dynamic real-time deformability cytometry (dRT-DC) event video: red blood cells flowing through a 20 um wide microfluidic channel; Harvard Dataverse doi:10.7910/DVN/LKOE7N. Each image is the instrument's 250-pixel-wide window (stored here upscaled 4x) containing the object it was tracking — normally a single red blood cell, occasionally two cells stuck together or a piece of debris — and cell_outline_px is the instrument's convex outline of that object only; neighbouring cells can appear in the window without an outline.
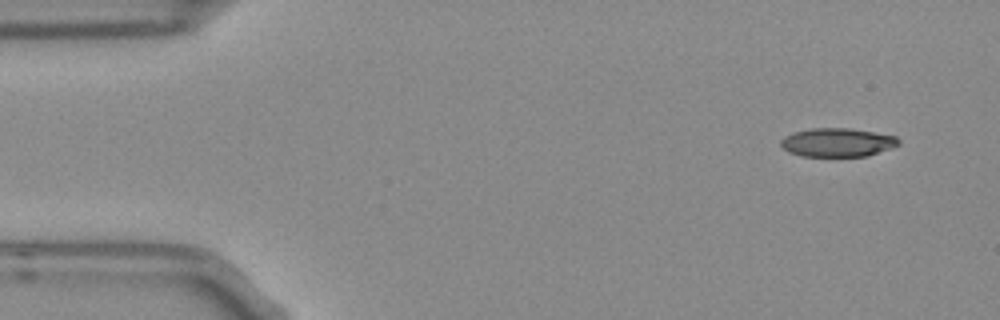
{"species": "Egyptian fruit bat (a non-hibernating species)", "species_latin": "Rousettus aegyptiacus", "temperature_condition": "room temperature", "stored_images_in_passage": 5, "camera_frame_rate_fps": 3000, "um_per_image_px": 0.085, "frame": {"image": 1, "passage_image": 1, "time_ms": 0.0, "image_size_px": [1000, 320], "cell_outline_px": [[900, 144], [892, 148], [868, 156], [800, 156], [788, 152], [780, 144], [780, 140], [784, 136], [792, 132], [812, 128], [848, 128], [896, 136], [900, 140]], "centroid_in_image_um": [71.17, 12.11], "position_along_channel_um": 13.8, "area_um2": 19.77}}
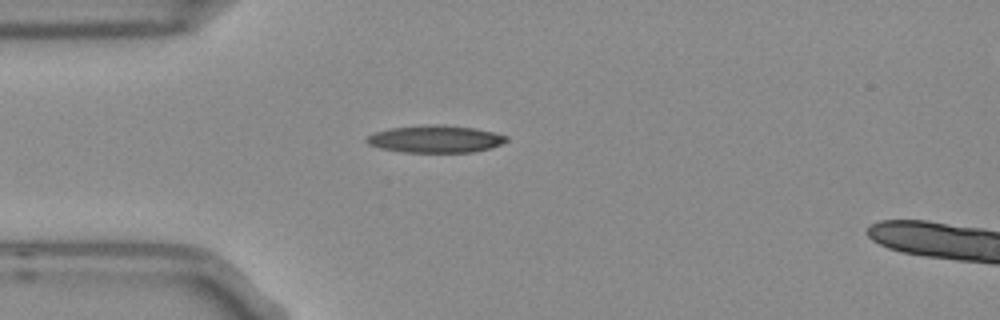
{"frame": {"image": 2, "passage_image": 4, "time_ms": 1.0, "image_size_px": [1000, 320], "cell_outline_px": [[508, 140], [500, 144], [488, 148], [472, 152], [400, 152], [380, 148], [368, 144], [364, 140], [368, 136], [376, 132], [392, 128], [424, 124], [444, 124], [472, 128], [492, 132], [508, 136]], "centroid_in_image_um": [36.97, 11.81], "position_along_channel_um": 48.0, "area_um2": 22.14}}